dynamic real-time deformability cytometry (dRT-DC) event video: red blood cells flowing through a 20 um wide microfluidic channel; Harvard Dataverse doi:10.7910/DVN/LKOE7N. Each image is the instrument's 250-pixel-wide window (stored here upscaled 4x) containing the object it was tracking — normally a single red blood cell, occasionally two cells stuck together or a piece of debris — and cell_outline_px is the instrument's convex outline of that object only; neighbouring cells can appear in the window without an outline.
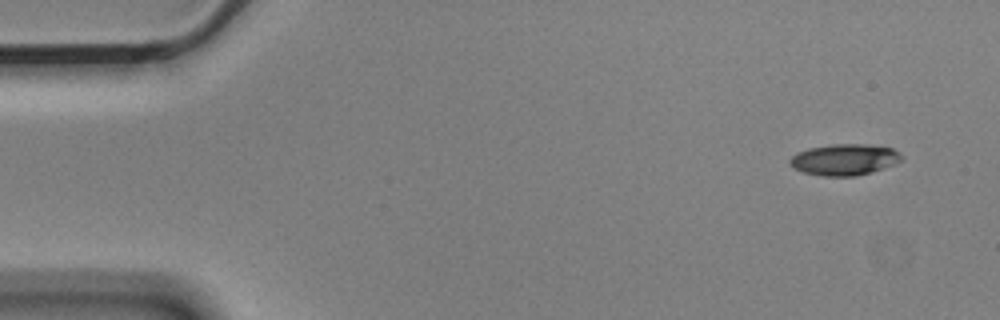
{"species": "Egyptian fruit bat (a non-hibernating species)", "species_latin": "Rousettus aegyptiacus", "temperature_condition": "cold", "stored_images_in_passage": 4, "camera_frame_rate_fps": 3000, "um_per_image_px": 0.085, "animal": {"sex": "male"}, "frame": {"image": 1, "passage_image": 1, "time_ms": 0.0, "image_size_px": [1000, 320], "cell_outline_px": [[900, 160], [892, 164], [872, 172], [856, 176], [824, 176], [804, 172], [796, 168], [788, 160], [796, 152], [808, 148], [832, 144], [864, 144], [892, 148], [900, 152]], "centroid_in_image_um": [71.75, 13.55], "position_along_channel_um": 13.2, "area_um2": 20.06}}
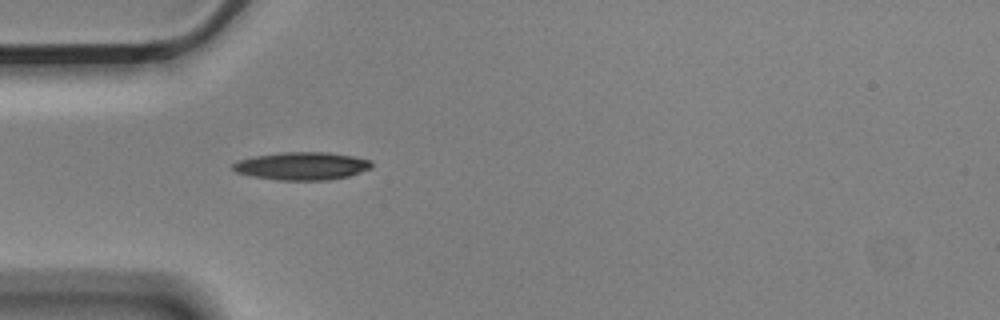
{"frame": {"image": 2, "passage_image": 4, "time_ms": 1.0, "image_size_px": [1000, 320], "cell_outline_px": [[372, 168], [348, 176], [328, 180], [280, 180], [252, 176], [236, 172], [232, 168], [232, 164], [236, 160], [256, 156], [280, 152], [328, 152], [352, 156], [372, 160]], "centroid_in_image_um": [25.66, 14.1], "position_along_channel_um": 59.3, "area_um2": 22.54}}